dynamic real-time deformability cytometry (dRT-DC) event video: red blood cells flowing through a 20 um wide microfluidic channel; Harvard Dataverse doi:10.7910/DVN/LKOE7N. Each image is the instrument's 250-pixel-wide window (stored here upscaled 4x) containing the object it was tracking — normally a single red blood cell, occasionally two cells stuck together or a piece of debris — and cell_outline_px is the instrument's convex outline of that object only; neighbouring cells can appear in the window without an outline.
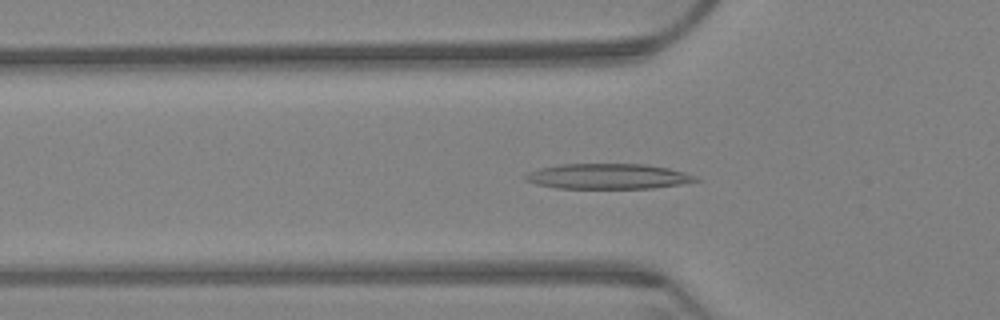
{"species": "Egyptian fruit bat (a non-hibernating species)", "species_latin": "Rousettus aegyptiacus", "temperature_condition": "warm", "stored_images_in_passage": 64, "camera_frame_rate_fps": 3000, "um_per_image_px": 0.085, "animal": {"sex": "female"}, "frame": {"image": 1, "passage_image": 21, "time_ms": 6.667, "image_size_px": [1000, 320], "cell_outline_px": [[700, 180], [680, 184], [652, 188], [556, 188], [536, 184], [524, 180], [524, 176], [528, 172], [540, 168], [560, 164], [644, 164], [668, 168], [684, 172], [696, 176]], "centroid_in_image_um": [51.65, 14.99], "position_along_channel_um": 74.2, "area_um2": 25.03}}
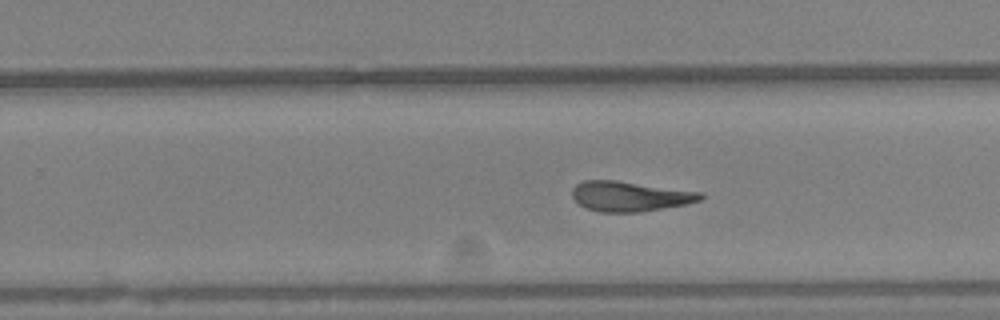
{"frame": {"image": 2, "passage_image": 40, "time_ms": 13.0, "image_size_px": [1000, 320], "cell_outline_px": [[704, 196], [700, 200], [688, 204], [640, 212], [600, 212], [588, 208], [580, 204], [572, 196], [572, 188], [576, 184], [584, 180], [616, 180], [704, 192]], "centroid_in_image_um": [53.57, 16.68], "position_along_channel_um": 276.2, "area_um2": 22.54}}
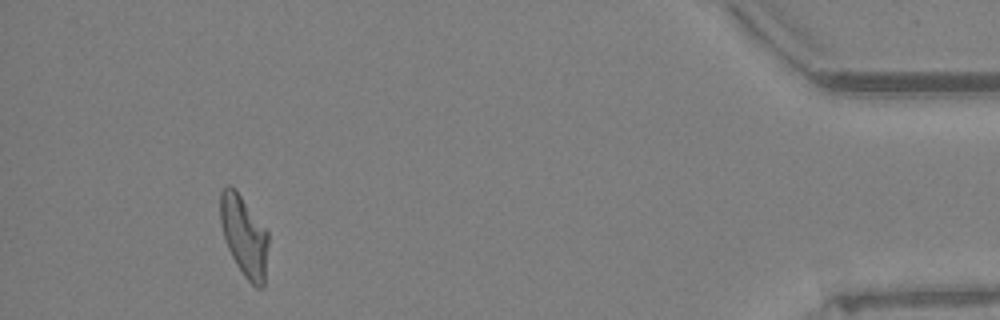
{"frame": {"image": 3, "passage_image": 59, "time_ms": 19.333, "image_size_px": [1000, 320], "cell_outline_px": [[268, 244], [264, 288], [256, 288], [244, 276], [236, 264], [228, 248], [220, 224], [220, 192], [228, 184], [236, 188], [268, 232]], "centroid_in_image_um": [20.75, 20.05], "position_along_channel_um": 414.4, "area_um2": 22.66}, "authors_computed_cell_mechanics": {"area_um2": 23.12, "velocity_mm_per_s": 3.1946, "shape_relaxation_time_tau1_ms": null, "shape_relaxation_time_tau2_ms": 4.5108, "deformation_change_tau1": null, "deformation_change_tau2": 0.1469}}